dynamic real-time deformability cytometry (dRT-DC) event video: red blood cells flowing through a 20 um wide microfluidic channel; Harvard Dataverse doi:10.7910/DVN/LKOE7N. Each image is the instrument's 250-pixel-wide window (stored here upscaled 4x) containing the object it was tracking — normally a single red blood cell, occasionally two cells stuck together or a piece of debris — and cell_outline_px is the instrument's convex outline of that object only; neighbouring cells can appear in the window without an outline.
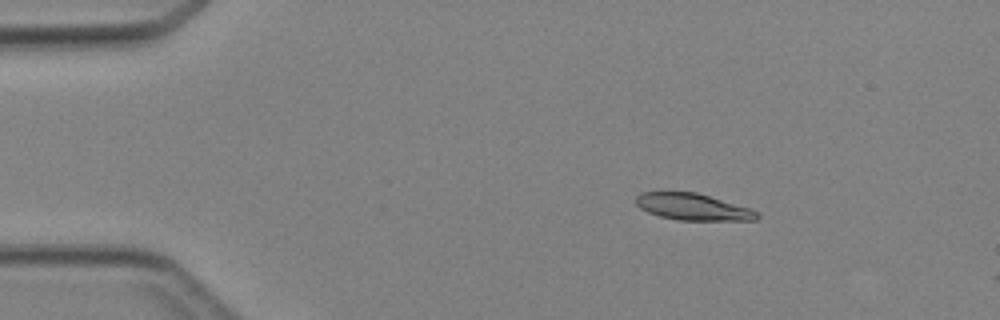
{"species": "Egyptian fruit bat (a non-hibernating species)", "species_latin": "Rousettus aegyptiacus", "temperature_condition": "cold", "stored_images_in_passage": 3, "camera_frame_rate_fps": 3000, "um_per_image_px": 0.085, "animal": {"sex": "female"}, "frame": {"image": 1, "passage_image": 2, "time_ms": 1.333, "image_size_px": [1000, 320], "cell_outline_px": [[760, 216], [756, 220], [680, 220], [660, 216], [648, 212], [640, 208], [636, 204], [636, 196], [640, 192], [696, 192], [748, 208], [760, 212]], "centroid_in_image_um": [58.88, 17.59], "position_along_channel_um": 26.1, "area_um2": 18.61}}